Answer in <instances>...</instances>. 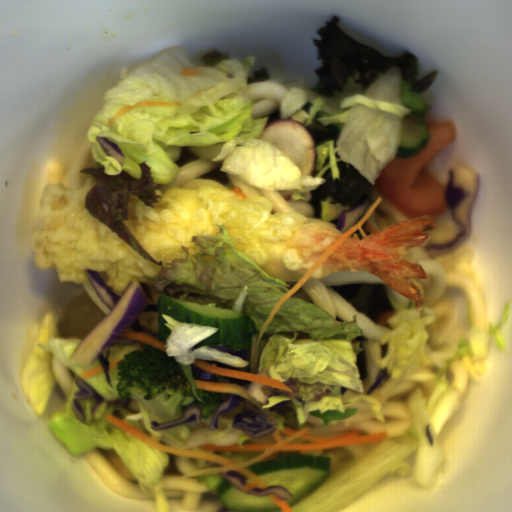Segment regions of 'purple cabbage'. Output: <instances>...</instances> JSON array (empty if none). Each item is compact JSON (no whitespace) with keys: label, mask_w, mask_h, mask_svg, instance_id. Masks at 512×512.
Returning a JSON list of instances; mask_svg holds the SVG:
<instances>
[{"label":"purple cabbage","mask_w":512,"mask_h":512,"mask_svg":"<svg viewBox=\"0 0 512 512\" xmlns=\"http://www.w3.org/2000/svg\"><path fill=\"white\" fill-rule=\"evenodd\" d=\"M95 141L102 145L106 154L110 157H115L121 165L126 161V155L117 143L111 142L106 137L97 135Z\"/></svg>","instance_id":"obj_9"},{"label":"purple cabbage","mask_w":512,"mask_h":512,"mask_svg":"<svg viewBox=\"0 0 512 512\" xmlns=\"http://www.w3.org/2000/svg\"><path fill=\"white\" fill-rule=\"evenodd\" d=\"M481 185L477 171L463 165L452 164L446 176V202L452 219L461 225L462 231L449 241L426 244L423 247L428 260H434L457 250L469 239L472 229L471 210L476 202Z\"/></svg>","instance_id":"obj_2"},{"label":"purple cabbage","mask_w":512,"mask_h":512,"mask_svg":"<svg viewBox=\"0 0 512 512\" xmlns=\"http://www.w3.org/2000/svg\"><path fill=\"white\" fill-rule=\"evenodd\" d=\"M255 413L256 412L254 410L236 413L232 418L231 427L236 430H243L255 438L271 435L275 429L280 430V426L275 419L267 420V417L269 416L262 412L257 414Z\"/></svg>","instance_id":"obj_3"},{"label":"purple cabbage","mask_w":512,"mask_h":512,"mask_svg":"<svg viewBox=\"0 0 512 512\" xmlns=\"http://www.w3.org/2000/svg\"><path fill=\"white\" fill-rule=\"evenodd\" d=\"M242 395L238 394H230L229 398L222 401L219 405L216 413L212 417L211 426L209 429L211 430H219V416L220 413L231 410L241 401Z\"/></svg>","instance_id":"obj_8"},{"label":"purple cabbage","mask_w":512,"mask_h":512,"mask_svg":"<svg viewBox=\"0 0 512 512\" xmlns=\"http://www.w3.org/2000/svg\"><path fill=\"white\" fill-rule=\"evenodd\" d=\"M87 281L83 282L84 293L107 316L101 319L76 345L68 362L91 365L96 360L102 369L107 385L114 388L110 375L111 346L134 344L136 340L119 337L124 331H133L131 324L150 302L143 286L131 279L121 295L107 285L101 275L90 268L84 269Z\"/></svg>","instance_id":"obj_1"},{"label":"purple cabbage","mask_w":512,"mask_h":512,"mask_svg":"<svg viewBox=\"0 0 512 512\" xmlns=\"http://www.w3.org/2000/svg\"><path fill=\"white\" fill-rule=\"evenodd\" d=\"M210 348H217L219 352L230 353L231 355L241 356L245 361L247 359V350H230L220 345H209Z\"/></svg>","instance_id":"obj_10"},{"label":"purple cabbage","mask_w":512,"mask_h":512,"mask_svg":"<svg viewBox=\"0 0 512 512\" xmlns=\"http://www.w3.org/2000/svg\"><path fill=\"white\" fill-rule=\"evenodd\" d=\"M370 201L365 200L364 202L341 212L337 224L336 229L341 231L342 233L352 227L355 223H357L363 215L369 210Z\"/></svg>","instance_id":"obj_7"},{"label":"purple cabbage","mask_w":512,"mask_h":512,"mask_svg":"<svg viewBox=\"0 0 512 512\" xmlns=\"http://www.w3.org/2000/svg\"><path fill=\"white\" fill-rule=\"evenodd\" d=\"M196 422L201 424V411L198 403L190 404L184 407L183 415L177 420H173L166 423H158L155 420L150 422L151 429L155 430H167L180 424H188Z\"/></svg>","instance_id":"obj_6"},{"label":"purple cabbage","mask_w":512,"mask_h":512,"mask_svg":"<svg viewBox=\"0 0 512 512\" xmlns=\"http://www.w3.org/2000/svg\"><path fill=\"white\" fill-rule=\"evenodd\" d=\"M192 367L194 370L200 371V374H199L200 381H211L220 376V375L214 374L212 372L206 371L204 369H201L199 367H196L194 365Z\"/></svg>","instance_id":"obj_11"},{"label":"purple cabbage","mask_w":512,"mask_h":512,"mask_svg":"<svg viewBox=\"0 0 512 512\" xmlns=\"http://www.w3.org/2000/svg\"><path fill=\"white\" fill-rule=\"evenodd\" d=\"M74 382L81 390L73 391L74 398H72L71 401V409L75 416L77 417L78 421L85 423L87 417L83 413V408L81 407L78 399L93 398L96 400L94 405L90 409V417L93 420L99 406L105 401V399L95 389H93L84 379L76 376Z\"/></svg>","instance_id":"obj_5"},{"label":"purple cabbage","mask_w":512,"mask_h":512,"mask_svg":"<svg viewBox=\"0 0 512 512\" xmlns=\"http://www.w3.org/2000/svg\"><path fill=\"white\" fill-rule=\"evenodd\" d=\"M219 472L221 476L225 480H227L234 488L238 489L239 491L243 492L246 495L268 496L270 494H273L278 499H283L285 501L294 497L288 489L280 485H270L263 489H261L258 486L250 491H242V486L247 482L244 478V475L241 472L232 469Z\"/></svg>","instance_id":"obj_4"}]
</instances>
